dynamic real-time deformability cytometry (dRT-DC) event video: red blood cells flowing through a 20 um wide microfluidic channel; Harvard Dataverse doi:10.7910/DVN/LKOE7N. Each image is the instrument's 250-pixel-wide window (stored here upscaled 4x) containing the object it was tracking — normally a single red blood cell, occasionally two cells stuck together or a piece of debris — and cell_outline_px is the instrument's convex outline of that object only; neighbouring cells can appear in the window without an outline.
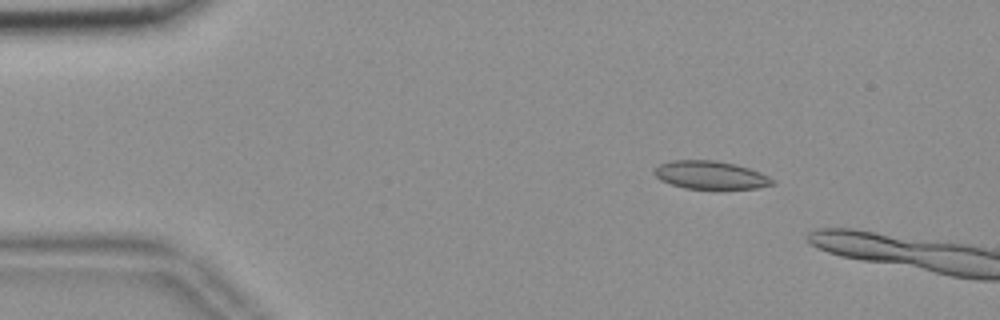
{"species": "common noctule bat (a hibernating species)", "species_latin": "Nyctalus noctula", "temperature_condition": "room temperature", "stored_images_in_passage": 9, "camera_frame_rate_fps": 3000, "um_per_image_px": 0.085, "animal": {"sex": "female", "body_mass_g": 18.4}, "frame": {"image": 1, "passage_image": 6, "time_ms": 1.667, "image_size_px": [1000, 320], "cell_outline_px": [[776, 184], [756, 188], [684, 188], [660, 180], [652, 172], [660, 164], [672, 160], [716, 160], [736, 164], [760, 172], [776, 180]], "centroid_in_image_um": [60.41, 14.87], "position_along_channel_um": 24.6, "area_um2": 19.25}}